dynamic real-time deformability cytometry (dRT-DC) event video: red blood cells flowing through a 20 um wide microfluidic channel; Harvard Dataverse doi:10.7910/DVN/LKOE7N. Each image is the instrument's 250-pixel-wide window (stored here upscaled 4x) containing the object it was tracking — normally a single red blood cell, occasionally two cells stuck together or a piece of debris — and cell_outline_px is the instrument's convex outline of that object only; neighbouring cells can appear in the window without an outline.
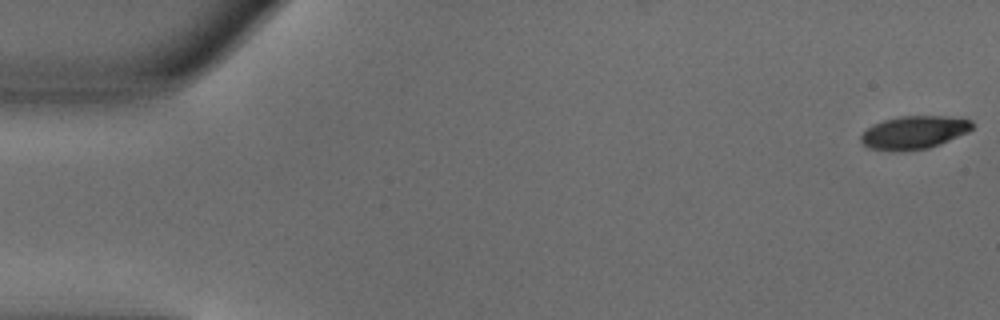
{"species": "common noctule bat (a hibernating species)", "species_latin": "Nyctalus noctula", "temperature_condition": "warm", "stored_images_in_passage": 51, "camera_frame_rate_fps": 3000, "um_per_image_px": 0.085, "animal": {"sex": "male", "body_mass_g": 18.8}, "frame": {"image": 1, "passage_image": 1, "time_ms": 0.0, "image_size_px": [1000, 320], "cell_outline_px": [[972, 128], [968, 132], [940, 144], [928, 148], [904, 152], [868, 148], [860, 140], [860, 136], [872, 124], [884, 120], [900, 116], [948, 116], [972, 120]], "centroid_in_image_um": [77.68, 11.26], "position_along_channel_um": 7.3, "area_um2": 21.5}}
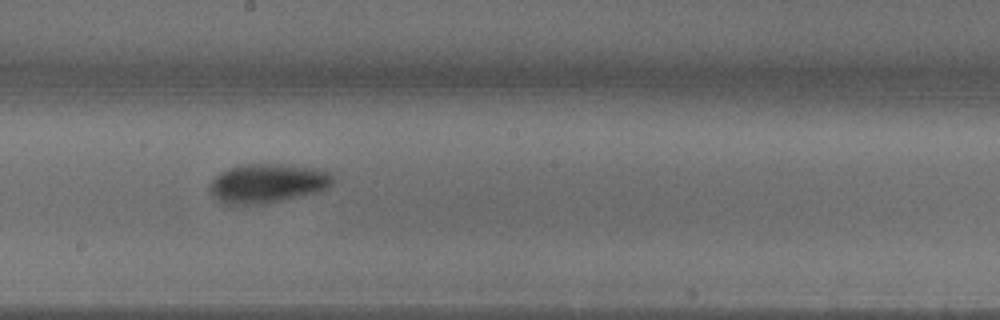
{"frame": {"image": 2, "passage_image": 28, "time_ms": 9.0, "image_size_px": [1000, 320], "cell_outline_px": [[332, 184], [328, 188], [264, 204], [228, 204], [220, 200], [208, 188], [208, 184], [220, 172], [228, 168], [244, 164], [288, 164], [324, 168], [332, 176]], "centroid_in_image_um": [22.74, 15.54], "position_along_channel_um": 225.5, "area_um2": 27.86}}
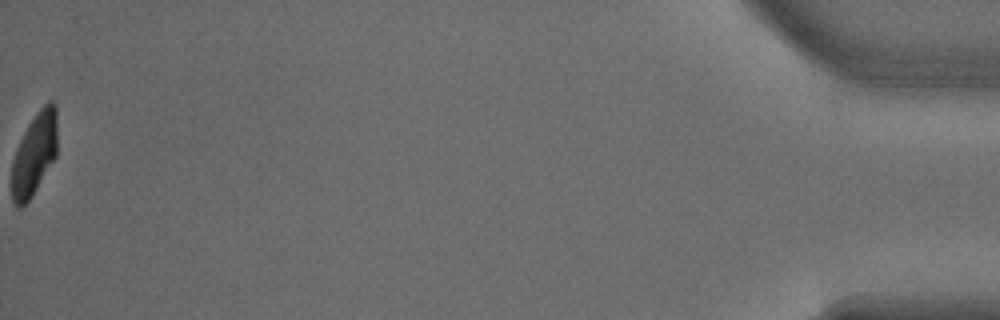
{"frame": {"image": 3, "passage_image": 51, "time_ms": 16.667, "image_size_px": [1000, 320], "cell_outline_px": [[56, 156], [32, 196], [20, 208], [16, 208], [12, 200], [12, 160], [16, 148], [28, 124], [36, 112], [48, 100], [52, 100], [56, 104]], "centroid_in_image_um": [2.91, 13.08], "position_along_channel_um": 432.3, "area_um2": 21.85}, "authors_computed_cell_mechanics": {"area_um2": 24.6806, "velocity_mm_per_s": 4.0039, "shape_relaxation_time_tau1_ms": 2.879, "shape_relaxation_time_tau2_ms": 4.6105, "deformation_change_tau1": 0.1801, "deformation_change_tau2": 0.0853}}